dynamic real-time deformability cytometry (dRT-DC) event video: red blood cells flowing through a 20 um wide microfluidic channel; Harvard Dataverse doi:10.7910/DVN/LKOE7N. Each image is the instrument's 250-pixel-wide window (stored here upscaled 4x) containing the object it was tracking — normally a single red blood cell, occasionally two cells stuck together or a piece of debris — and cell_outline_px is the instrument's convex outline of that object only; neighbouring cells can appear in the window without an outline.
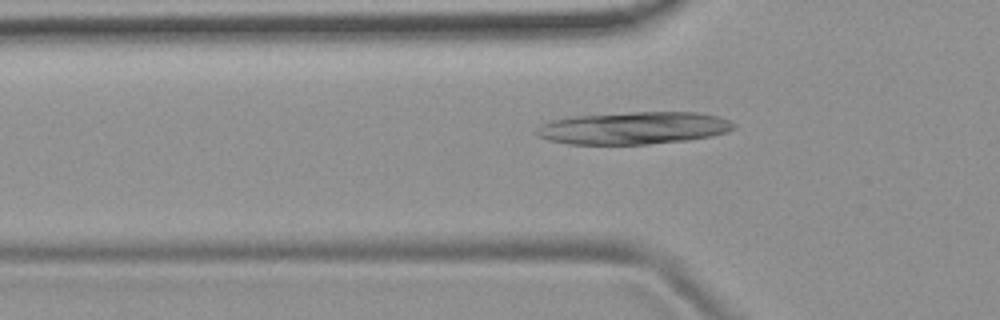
{"species": "common noctule bat (a hibernating species)", "species_latin": "Nyctalus noctula", "temperature_condition": "room temperature", "stored_images_in_passage": 45, "camera_frame_rate_fps": 3000, "um_per_image_px": 0.085, "animal": {"sex": "female", "body_mass_g": 19.9}, "frame": {"image": 1, "passage_image": 15, "time_ms": 4.667, "image_size_px": [1000, 320], "cell_outline_px": [[736, 128], [728, 132], [712, 136], [688, 140], [648, 144], [568, 144], [548, 140], [540, 136], [536, 132], [536, 128], [552, 120], [568, 116], [632, 112], [696, 112], [716, 116], [728, 120], [736, 124]], "centroid_in_image_um": [53.88, 10.88], "position_along_channel_um": 71.9, "area_um2": 37.34}}
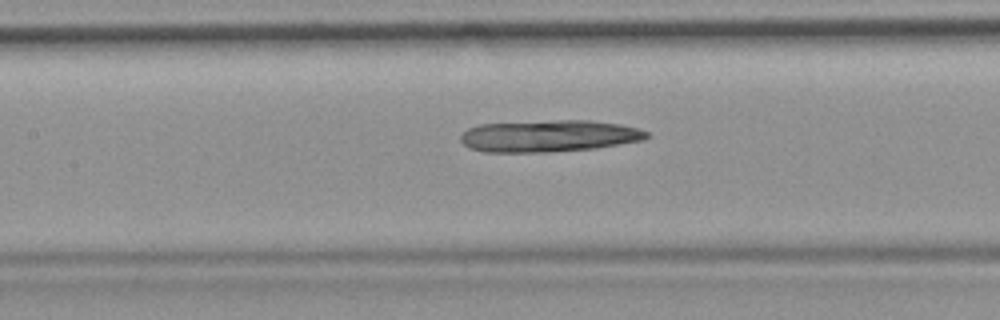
{"frame": {"image": 2, "passage_image": 22, "time_ms": 7.0, "image_size_px": [1000, 320], "cell_outline_px": [[652, 136], [644, 140], [596, 148], [548, 152], [484, 152], [468, 148], [460, 140], [460, 136], [468, 128], [480, 124], [560, 120], [592, 120], [620, 124], [636, 128], [648, 132]], "centroid_in_image_um": [46.67, 11.56], "position_along_channel_um": 160.7, "area_um2": 34.68}}
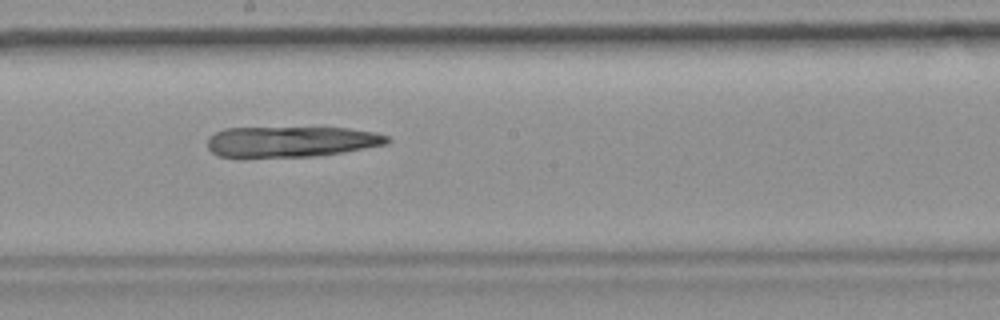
{"frame": {"image": 3, "passage_image": 27, "time_ms": 8.667, "image_size_px": [1000, 320], "cell_outline_px": [[392, 140], [388, 144], [344, 152], [320, 156], [240, 160], [216, 156], [208, 148], [208, 136], [224, 128], [348, 128], [376, 132], [388, 136]], "centroid_in_image_um": [24.68, 12.09], "position_along_channel_um": 223.5, "area_um2": 33.52}}